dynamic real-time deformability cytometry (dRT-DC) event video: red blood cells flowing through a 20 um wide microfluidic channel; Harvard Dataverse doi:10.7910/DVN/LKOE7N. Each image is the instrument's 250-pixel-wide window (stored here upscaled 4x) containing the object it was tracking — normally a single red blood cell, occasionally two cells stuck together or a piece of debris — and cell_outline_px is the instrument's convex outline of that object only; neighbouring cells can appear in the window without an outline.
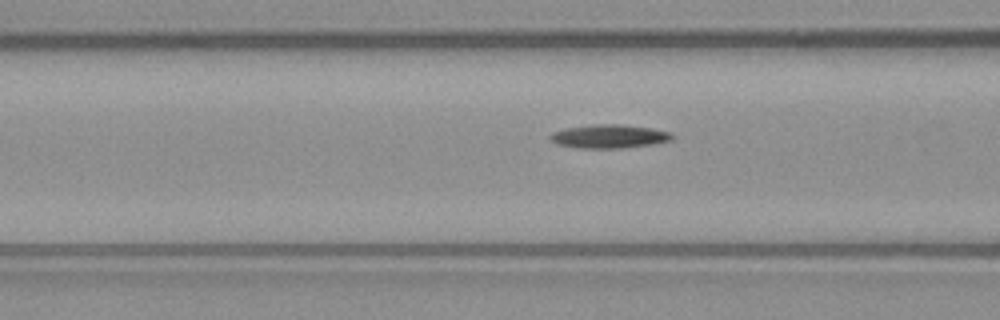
{"species": "common noctule bat (a hibernating species)", "species_latin": "Nyctalus noctula", "temperature_condition": "warm", "stored_images_in_passage": 16, "camera_frame_rate_fps": 3000, "um_per_image_px": 0.085, "animal": {"sex": "male", "body_mass_g": 23.1, "forearm_length_mm": 52.7}, "frame": {"image": 1, "passage_image": 14, "time_ms": 4.333, "image_size_px": [1000, 320], "cell_outline_px": [[676, 136], [672, 140], [652, 144], [624, 148], [580, 148], [556, 144], [548, 140], [548, 136], [552, 132], [564, 128], [592, 124], [620, 124], [652, 128], [672, 132]], "centroid_in_image_um": [51.77, 11.58], "position_along_channel_um": 114.8, "area_um2": 17.11}}